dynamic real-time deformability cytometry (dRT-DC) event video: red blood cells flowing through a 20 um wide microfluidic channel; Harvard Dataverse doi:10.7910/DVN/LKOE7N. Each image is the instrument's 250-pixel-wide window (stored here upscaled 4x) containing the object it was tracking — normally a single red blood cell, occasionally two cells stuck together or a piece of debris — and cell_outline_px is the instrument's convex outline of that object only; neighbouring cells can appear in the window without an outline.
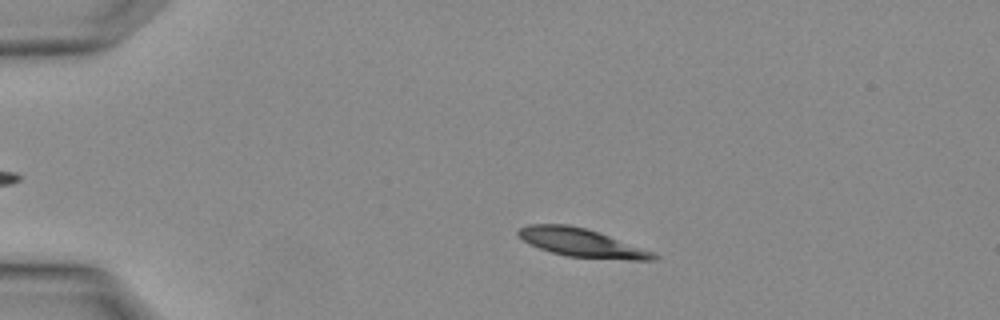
{"species": "Egyptian fruit bat (a non-hibernating species)", "species_latin": "Rousettus aegyptiacus", "temperature_condition": "warm", "stored_images_in_passage": 3, "camera_frame_rate_fps": 3000, "um_per_image_px": 0.085, "animal": {"sex": "female"}, "frame": {"image": 1, "passage_image": 2, "time_ms": 0.333, "image_size_px": [1000, 320], "cell_outline_px": [[660, 256], [656, 260], [628, 260], [568, 256], [552, 252], [540, 248], [524, 240], [516, 232], [520, 228], [528, 224], [568, 224], [584, 228], [656, 252]], "centroid_in_image_um": [49.49, 20.64], "position_along_channel_um": 35.5, "area_um2": 22.02}}